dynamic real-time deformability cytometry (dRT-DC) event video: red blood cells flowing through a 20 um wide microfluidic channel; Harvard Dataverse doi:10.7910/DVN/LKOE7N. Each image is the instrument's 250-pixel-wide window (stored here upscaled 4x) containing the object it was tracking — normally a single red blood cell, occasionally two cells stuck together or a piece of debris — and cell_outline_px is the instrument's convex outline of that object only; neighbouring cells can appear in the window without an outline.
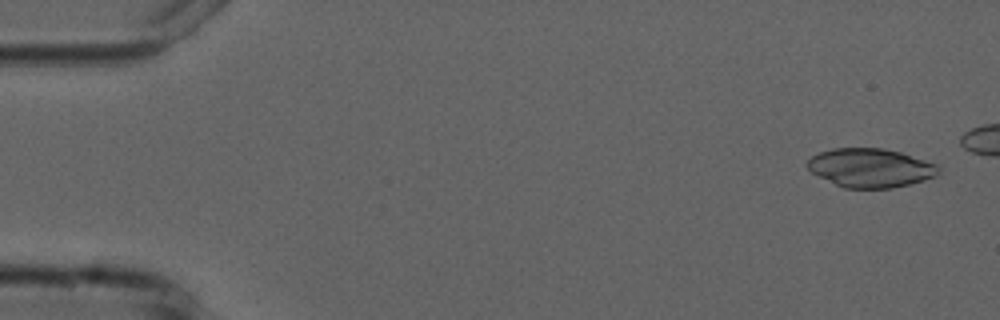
{"species": "common noctule bat (a hibernating species)", "species_latin": "Nyctalus noctula", "temperature_condition": "cold", "stored_images_in_passage": 2, "camera_frame_rate_fps": 3000, "um_per_image_px": 0.085, "animal": {"sex": "male", "forearm_length_mm": 52.5}, "frame": {"image": 1, "passage_image": 2, "time_ms": 1.333, "image_size_px": [1000, 320], "cell_outline_px": [[940, 168], [936, 176], [924, 180], [892, 188], [844, 188], [812, 172], [804, 164], [812, 156], [820, 152], [832, 148], [884, 148], [900, 152], [936, 164]], "centroid_in_image_um": [73.98, 14.26], "position_along_channel_um": 11.0, "area_um2": 29.48}}